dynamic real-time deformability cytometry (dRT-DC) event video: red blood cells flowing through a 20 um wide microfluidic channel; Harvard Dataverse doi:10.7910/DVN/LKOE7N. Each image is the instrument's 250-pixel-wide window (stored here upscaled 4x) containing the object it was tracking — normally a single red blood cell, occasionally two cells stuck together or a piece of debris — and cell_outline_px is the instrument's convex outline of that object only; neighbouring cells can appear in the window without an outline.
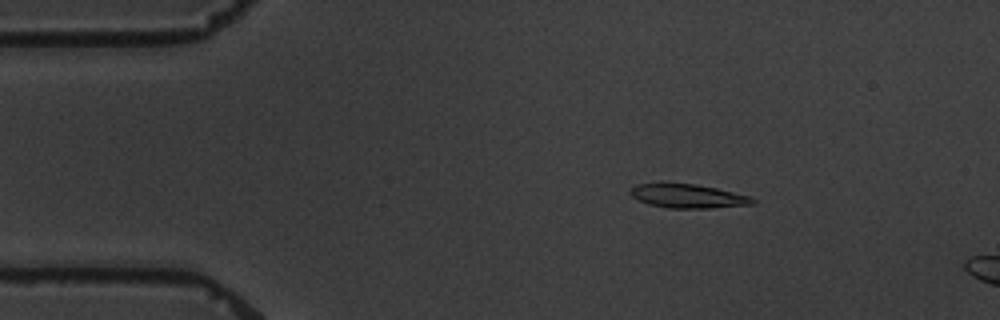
{"species": "common noctule bat (a hibernating species)", "species_latin": "Nyctalus noctula", "temperature_condition": "warm", "stored_images_in_passage": 3, "camera_frame_rate_fps": 3000, "um_per_image_px": 0.085, "animal": {"sex": "male", "body_mass_g": 19.5, "forearm_length_mm": 54.6}, "frame": {"image": 1, "passage_image": 1, "time_ms": 0.0, "image_size_px": [1000, 320], "cell_outline_px": [[756, 204], [712, 208], [668, 208], [648, 204], [632, 196], [632, 188], [636, 184], [696, 184], [716, 188], [752, 196], [756, 200]], "centroid_in_image_um": [58.57, 16.68], "position_along_channel_um": 26.4, "area_um2": 16.82}}